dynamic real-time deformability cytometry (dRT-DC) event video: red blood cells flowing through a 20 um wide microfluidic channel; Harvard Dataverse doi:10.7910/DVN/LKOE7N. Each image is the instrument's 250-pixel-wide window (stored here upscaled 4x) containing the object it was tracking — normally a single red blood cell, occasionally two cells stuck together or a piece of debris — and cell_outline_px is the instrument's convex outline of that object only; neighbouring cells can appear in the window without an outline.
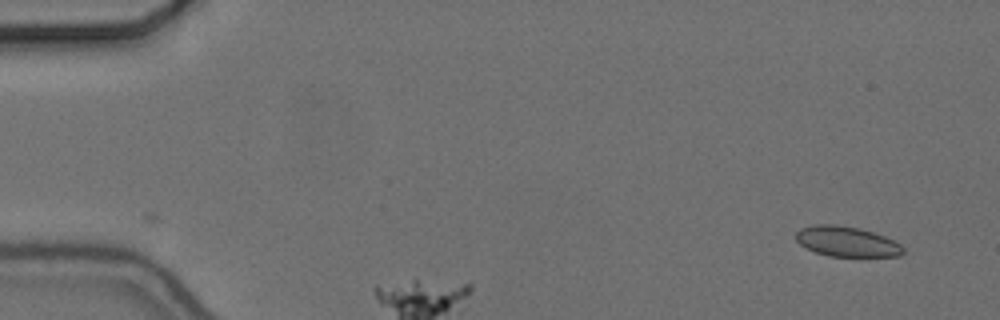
{"species": "common noctule bat (a hibernating species)", "species_latin": "Nyctalus noctula", "temperature_condition": "cold", "stored_images_in_passage": 5, "camera_frame_rate_fps": 3000, "um_per_image_px": 0.085, "animal": {"sex": "female", "body_mass_g": 24.6, "forearm_length_mm": 56.2}, "frame": {"image": 1, "passage_image": 1, "time_ms": 0.0, "image_size_px": [1000, 320], "cell_outline_px": [[904, 252], [900, 256], [828, 256], [816, 252], [800, 244], [796, 240], [796, 232], [800, 228], [816, 224], [836, 224], [860, 228], [884, 236], [900, 244], [904, 248]], "centroid_in_image_um": [71.96, 20.52], "position_along_channel_um": 13.0, "area_um2": 18.79}}